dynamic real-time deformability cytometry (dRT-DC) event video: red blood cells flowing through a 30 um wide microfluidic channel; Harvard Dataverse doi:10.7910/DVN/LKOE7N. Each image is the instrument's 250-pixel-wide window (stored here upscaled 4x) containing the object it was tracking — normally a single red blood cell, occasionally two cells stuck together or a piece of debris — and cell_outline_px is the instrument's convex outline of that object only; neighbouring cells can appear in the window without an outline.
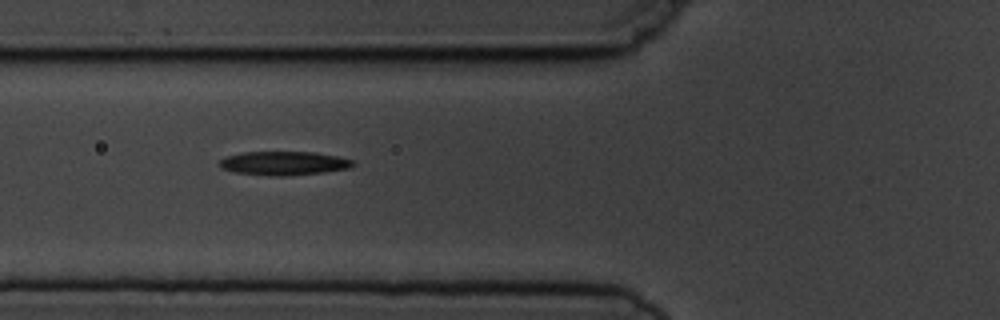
{"species": "common noctule bat (a hibernating species)", "species_latin": "Nyctalus noctula", "temperature_condition": "cold", "stored_images_in_passage": 10, "camera_frame_rate_fps": 3000, "um_per_image_px": 0.085, "animal": {"sex": "male", "body_mass_g": 19.5, "forearm_length_mm": 54.6}, "frame": {"image": 1, "passage_image": 6, "time_ms": 6.333, "image_size_px": [1000, 320], "cell_outline_px": [[356, 164], [348, 168], [324, 172], [284, 176], [272, 176], [232, 172], [220, 168], [220, 160], [228, 156], [244, 152], [316, 152], [356, 160]], "centroid_in_image_um": [24.15, 13.88], "position_along_channel_um": 101.7, "area_um2": 18.55}}
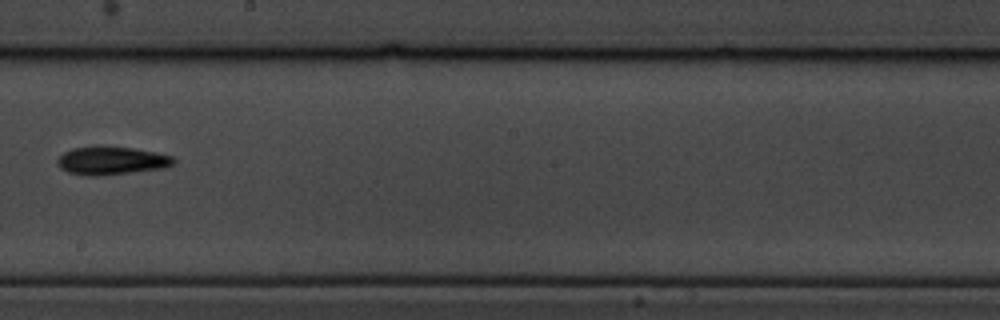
{"frame": {"image": 2, "passage_image": 9, "time_ms": 10.0, "image_size_px": [1000, 320], "cell_outline_px": [[176, 160], [172, 164], [164, 168], [96, 176], [88, 176], [68, 172], [60, 168], [56, 164], [56, 160], [64, 152], [72, 148], [132, 148], [156, 152], [172, 156]], "centroid_in_image_um": [9.46, 13.68], "position_along_channel_um": 238.7, "area_um2": 18.5}}
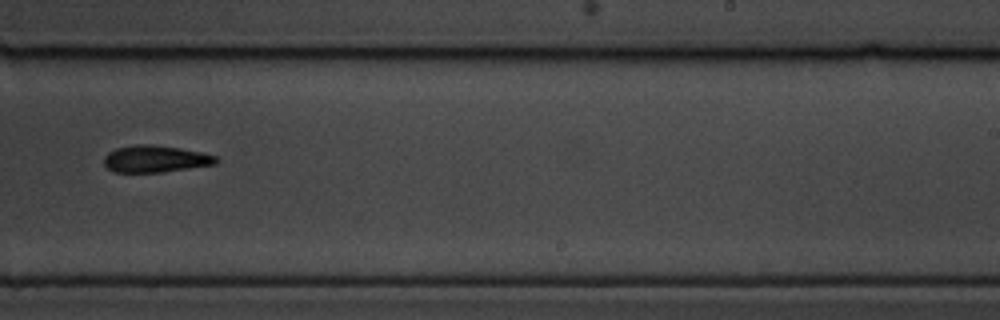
{"frame": {"image": 3, "passage_image": 10, "time_ms": 11.0, "image_size_px": [1000, 320], "cell_outline_px": [[220, 160], [216, 164], [160, 172], [116, 172], [108, 168], [104, 164], [104, 156], [108, 152], [116, 148], [136, 144], [152, 144], [180, 148], [200, 152], [216, 156]], "centroid_in_image_um": [13.2, 13.5], "position_along_channel_um": 275.8, "area_um2": 17.51}}